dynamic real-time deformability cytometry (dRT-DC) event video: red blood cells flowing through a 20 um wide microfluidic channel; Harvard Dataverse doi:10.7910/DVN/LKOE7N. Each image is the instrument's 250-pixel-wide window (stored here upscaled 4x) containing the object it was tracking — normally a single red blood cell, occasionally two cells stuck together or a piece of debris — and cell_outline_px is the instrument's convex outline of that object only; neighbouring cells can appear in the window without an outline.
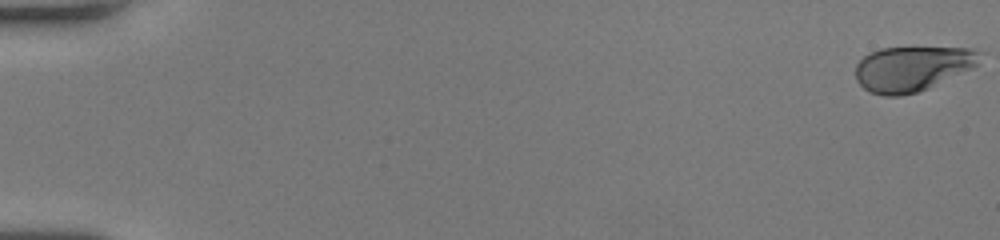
{"species": "human", "species_latin": "Homo sapiens", "temperature_condition": "room temperature", "stored_images_in_passage": 46, "camera_frame_rate_fps": 3000, "um_per_image_px": 0.085, "donor": {"sex": "female"}, "frame": {"image": 1, "passage_image": 1, "time_ms": 0.0, "image_size_px": [1000, 240], "cell_outline_px": [[976, 64], [928, 88], [916, 92], [900, 96], [884, 96], [868, 92], [856, 80], [856, 64], [864, 56], [880, 48], [972, 48], [976, 52]], "centroid_in_image_um": [77.4, 5.84], "position_along_channel_um": 7.6, "area_um2": 31.62}}